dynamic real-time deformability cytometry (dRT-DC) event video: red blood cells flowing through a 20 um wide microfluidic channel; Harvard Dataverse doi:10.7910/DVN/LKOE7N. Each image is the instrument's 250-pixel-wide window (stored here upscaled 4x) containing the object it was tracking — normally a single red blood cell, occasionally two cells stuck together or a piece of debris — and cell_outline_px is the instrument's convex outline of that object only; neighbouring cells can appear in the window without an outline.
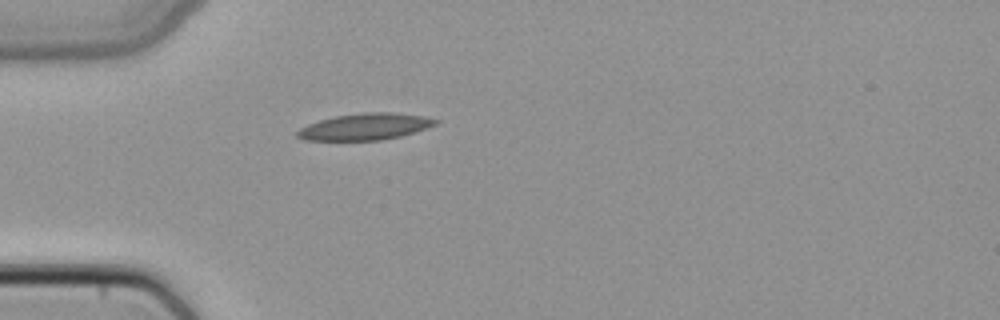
{"species": "common noctule bat (a hibernating species)", "species_latin": "Nyctalus noctula", "temperature_condition": "cold", "stored_images_in_passage": 1, "camera_frame_rate_fps": 3000, "um_per_image_px": 0.085, "animal": {"sex": "female", "body_mass_g": 22.7, "forearm_length_mm": 54.2}, "frame": {"image": 1, "passage_image": 1, "time_ms": 0.0, "image_size_px": [1000, 320], "cell_outline_px": [[440, 120], [436, 124], [400, 136], [380, 140], [304, 140], [296, 136], [296, 132], [300, 128], [308, 124], [320, 120], [336, 116], [364, 112], [392, 112], [424, 116]], "centroid_in_image_um": [31.01, 10.76], "position_along_channel_um": 54.0, "area_um2": 21.15}}